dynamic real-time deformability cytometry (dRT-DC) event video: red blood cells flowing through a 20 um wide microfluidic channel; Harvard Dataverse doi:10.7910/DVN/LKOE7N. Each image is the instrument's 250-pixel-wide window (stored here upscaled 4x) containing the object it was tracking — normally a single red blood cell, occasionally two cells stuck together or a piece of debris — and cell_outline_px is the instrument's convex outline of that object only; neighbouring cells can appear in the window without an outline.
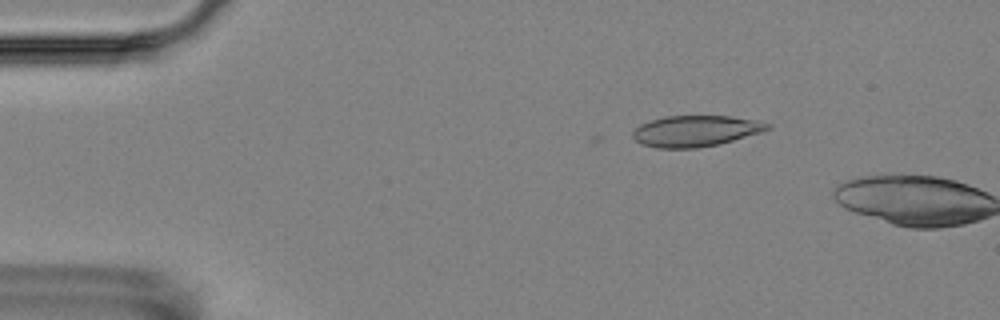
{"species": "Egyptian fruit bat (a non-hibernating species)", "species_latin": "Rousettus aegyptiacus", "temperature_condition": "room temperature", "stored_images_in_passage": 3, "camera_frame_rate_fps": 3000, "um_per_image_px": 0.085, "animal": {"sex": "female"}, "frame": {"image": 1, "passage_image": 2, "time_ms": 1.0, "image_size_px": [1000, 320], "cell_outline_px": [[772, 128], [760, 132], [732, 140], [716, 144], [696, 148], [656, 148], [640, 144], [632, 136], [632, 132], [640, 124], [664, 116], [728, 116], [752, 120], [772, 124]], "centroid_in_image_um": [59.07, 11.13], "position_along_channel_um": 25.9, "area_um2": 24.1}}